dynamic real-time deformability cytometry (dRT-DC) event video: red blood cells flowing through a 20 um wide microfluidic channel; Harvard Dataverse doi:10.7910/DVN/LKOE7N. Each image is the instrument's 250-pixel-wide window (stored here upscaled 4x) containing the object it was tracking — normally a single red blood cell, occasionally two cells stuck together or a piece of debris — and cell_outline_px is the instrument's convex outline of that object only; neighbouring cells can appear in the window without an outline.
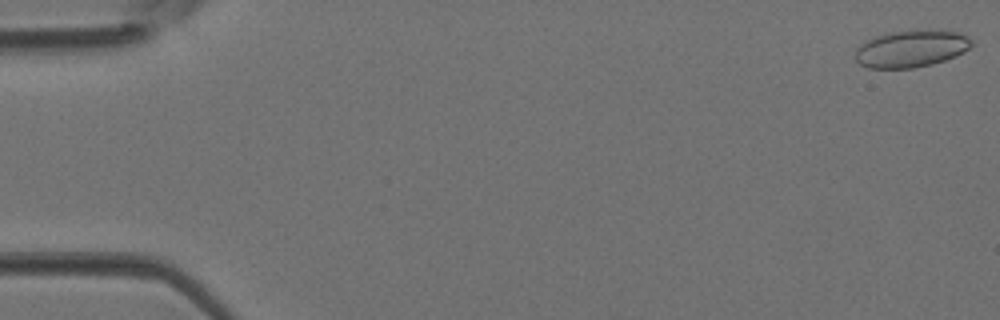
{"species": "Egyptian fruit bat (a non-hibernating species)", "species_latin": "Rousettus aegyptiacus", "temperature_condition": "room temperature", "stored_images_in_passage": 43, "camera_frame_rate_fps": 3000, "um_per_image_px": 0.085, "animal": {"sex": "female"}, "frame": {"image": 1, "passage_image": 1, "time_ms": 0.0, "image_size_px": [1000, 320], "cell_outline_px": [[972, 44], [964, 52], [956, 56], [932, 64], [912, 68], [868, 68], [860, 64], [856, 60], [856, 48], [860, 44], [872, 36], [888, 32], [916, 28], [928, 28], [960, 32], [968, 36], [972, 40]], "centroid_in_image_um": [77.46, 4.09], "position_along_channel_um": 7.5, "area_um2": 25.84}}
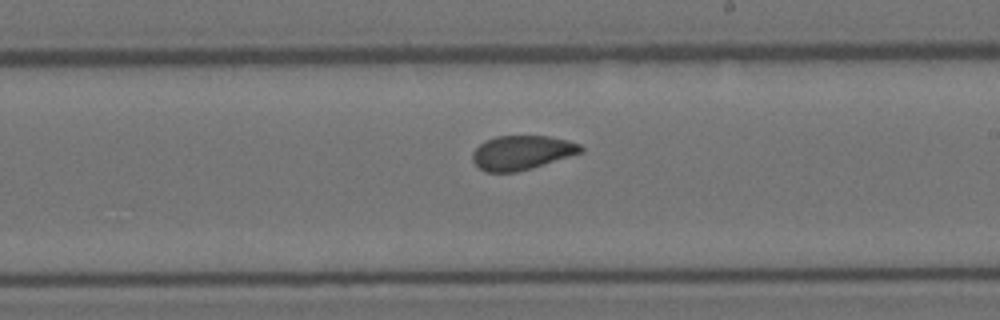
{"frame": {"image": 2, "passage_image": 25, "time_ms": 8.0, "image_size_px": [1000, 320], "cell_outline_px": [[584, 152], [532, 168], [516, 172], [484, 172], [472, 160], [472, 152], [484, 140], [496, 136], [548, 136], [568, 140], [580, 144], [584, 148]], "centroid_in_image_um": [44.36, 12.97], "position_along_channel_um": 244.6, "area_um2": 21.73}}
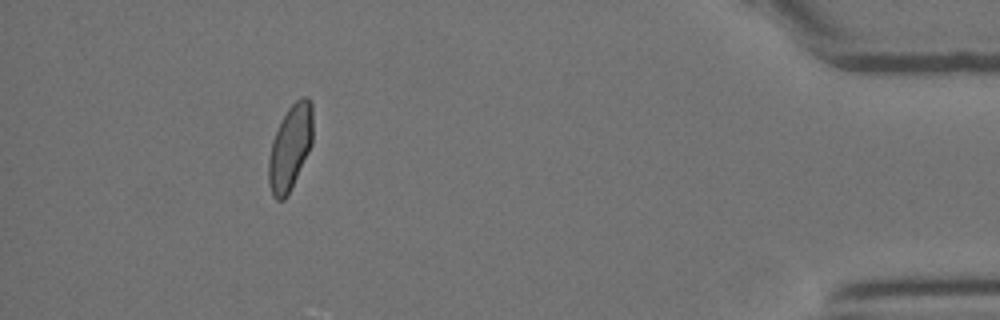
{"frame": {"image": 3, "passage_image": 39, "time_ms": 12.667, "image_size_px": [1000, 320], "cell_outline_px": [[312, 144], [284, 200], [276, 200], [272, 196], [268, 184], [268, 160], [272, 140], [288, 108], [300, 96], [308, 96], [312, 104]], "centroid_in_image_um": [24.65, 12.51], "position_along_channel_um": 410.5, "area_um2": 21.62}}